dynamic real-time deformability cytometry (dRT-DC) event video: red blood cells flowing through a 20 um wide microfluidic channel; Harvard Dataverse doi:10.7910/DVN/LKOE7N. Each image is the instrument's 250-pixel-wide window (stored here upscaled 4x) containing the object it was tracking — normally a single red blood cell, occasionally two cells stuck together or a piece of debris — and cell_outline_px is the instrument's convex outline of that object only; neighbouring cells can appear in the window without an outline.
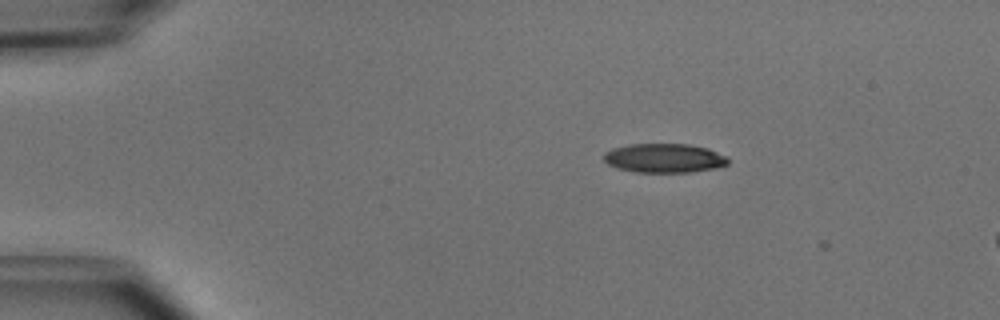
{"species": "common noctule bat (a hibernating species)", "species_latin": "Nyctalus noctula", "temperature_condition": "cold", "stored_images_in_passage": 3, "camera_frame_rate_fps": 3000, "um_per_image_px": 0.085, "animal": {"sex": "male", "body_mass_g": 15.6}, "frame": {"image": 1, "passage_image": 2, "time_ms": 0.333, "image_size_px": [1000, 320], "cell_outline_px": [[728, 164], [716, 168], [692, 172], [636, 172], [616, 168], [608, 164], [604, 160], [604, 152], [612, 148], [628, 144], [688, 144], [708, 148], [728, 156]], "centroid_in_image_um": [56.47, 13.44], "position_along_channel_um": 28.5, "area_um2": 21.27}}